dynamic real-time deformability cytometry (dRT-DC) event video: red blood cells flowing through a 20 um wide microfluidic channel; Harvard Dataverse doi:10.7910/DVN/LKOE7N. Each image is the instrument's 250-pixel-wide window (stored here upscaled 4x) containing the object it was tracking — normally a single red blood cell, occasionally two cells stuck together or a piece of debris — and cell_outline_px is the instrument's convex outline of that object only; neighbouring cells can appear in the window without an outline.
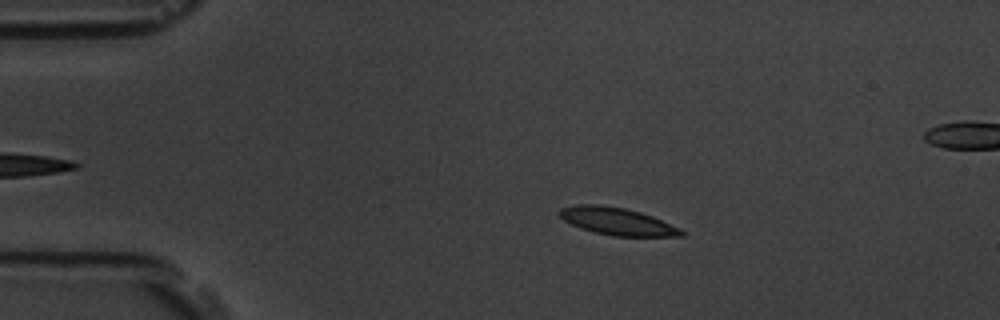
{"species": "common noctule bat (a hibernating species)", "species_latin": "Nyctalus noctula", "temperature_condition": "room temperature", "stored_images_in_passage": 46, "camera_frame_rate_fps": 3000, "um_per_image_px": 0.085, "animal": {"sex": "male", "body_mass_g": 19.5, "forearm_length_mm": 54.6}, "frame": {"image": 1, "passage_image": 10, "time_ms": 3.0, "image_size_px": [1000, 320], "cell_outline_px": [[684, 236], [612, 236], [580, 228], [564, 220], [556, 212], [560, 208], [576, 204], [600, 204], [624, 208], [640, 212], [652, 216], [680, 228], [684, 232]], "centroid_in_image_um": [52.43, 18.8], "position_along_channel_um": 32.6, "area_um2": 19.42}}
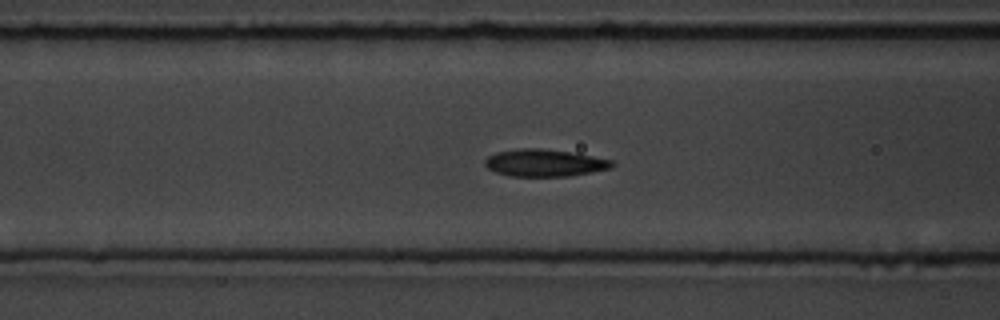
{"frame": {"image": 2, "passage_image": 21, "time_ms": 6.667, "image_size_px": [1000, 320], "cell_outline_px": [[616, 164], [612, 168], [592, 172], [568, 176], [508, 176], [496, 172], [488, 168], [484, 164], [484, 160], [488, 156], [496, 152], [520, 148], [540, 148], [568, 152], [592, 156], [612, 160]], "centroid_in_image_um": [46.28, 13.85], "position_along_channel_um": 120.3, "area_um2": 20.11}}
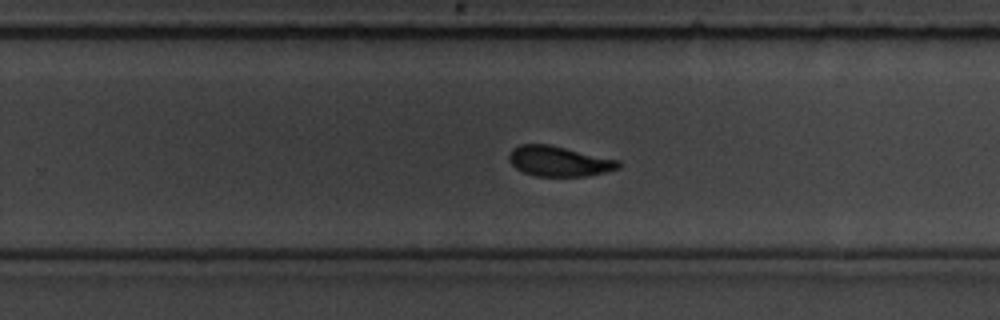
{"frame": {"image": 3, "passage_image": 34, "time_ms": 11.0, "image_size_px": [1000, 320], "cell_outline_px": [[620, 168], [588, 176], [536, 176], [524, 172], [516, 168], [508, 160], [508, 152], [512, 148], [520, 144], [548, 144], [620, 160]], "centroid_in_image_um": [47.49, 13.7], "position_along_channel_um": 282.3, "area_um2": 19.31}, "authors_computed_cell_mechanics": {"area_um2": 19.6809, "velocity_mm_per_s": 3.7508, "shape_relaxation_time_tau1_ms": 2.0601, "shape_relaxation_time_tau2_ms": 1.1035, "deformation_change_tau1": 0.1178, "deformation_change_tau2": 0.0708}}